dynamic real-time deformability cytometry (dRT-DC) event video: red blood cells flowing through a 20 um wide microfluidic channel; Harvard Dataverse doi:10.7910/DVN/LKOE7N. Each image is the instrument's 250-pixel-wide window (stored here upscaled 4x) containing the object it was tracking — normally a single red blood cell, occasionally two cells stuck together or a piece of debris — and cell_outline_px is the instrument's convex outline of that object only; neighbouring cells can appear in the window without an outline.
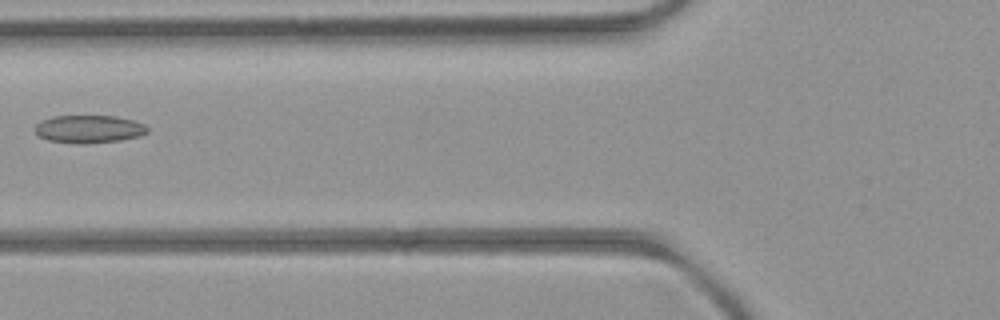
{"species": "common noctule bat (a hibernating species)", "species_latin": "Nyctalus noctula", "temperature_condition": "room temperature", "stored_images_in_passage": 8, "camera_frame_rate_fps": 3000, "um_per_image_px": 0.085, "animal": {"sex": "female", "body_mass_g": 21.9}, "frame": {"image": 1, "passage_image": 7, "time_ms": 6.667, "image_size_px": [1000, 320], "cell_outline_px": [[148, 132], [140, 136], [120, 140], [84, 144], [80, 144], [48, 140], [36, 136], [36, 124], [52, 116], [116, 116], [132, 120], [144, 124], [148, 128]], "centroid_in_image_um": [7.56, 10.97], "position_along_channel_um": 118.2, "area_um2": 18.21}}
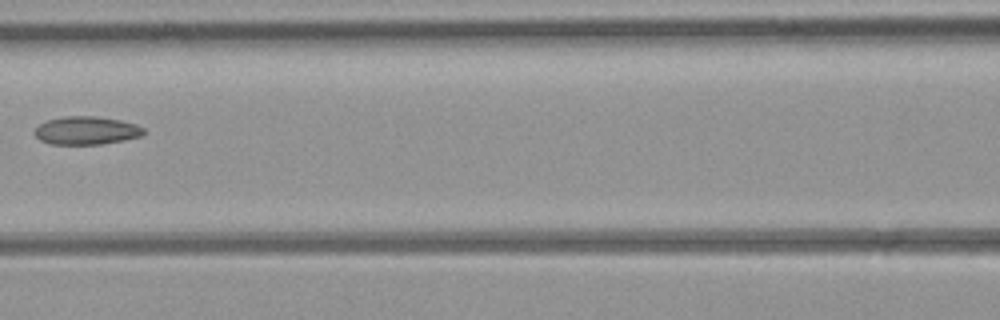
{"frame": {"image": 2, "passage_image": 8, "time_ms": 7.667, "image_size_px": [1000, 320], "cell_outline_px": [[144, 132], [140, 136], [124, 140], [100, 144], [48, 144], [40, 140], [36, 136], [36, 128], [40, 124], [48, 120], [64, 116], [92, 116], [120, 120], [136, 124], [144, 128]], "centroid_in_image_um": [7.34, 11.09], "position_along_channel_um": 159.3, "area_um2": 17.69}}